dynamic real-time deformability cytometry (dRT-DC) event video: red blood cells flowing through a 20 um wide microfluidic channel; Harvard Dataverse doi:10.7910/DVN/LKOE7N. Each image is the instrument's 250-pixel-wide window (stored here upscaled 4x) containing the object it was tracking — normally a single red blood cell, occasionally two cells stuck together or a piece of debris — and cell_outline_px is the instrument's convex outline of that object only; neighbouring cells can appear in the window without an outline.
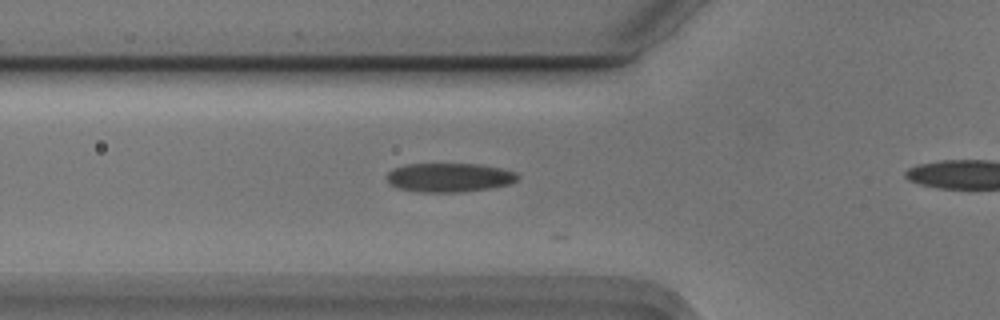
{"species": "Egyptian fruit bat (a non-hibernating species)", "species_latin": "Rousettus aegyptiacus", "temperature_condition": "cold", "stored_images_in_passage": 22, "camera_frame_rate_fps": 3000, "um_per_image_px": 0.085, "animal": {"sex": "male"}, "frame": {"image": 1, "passage_image": 10, "time_ms": 3.0, "image_size_px": [1000, 320], "cell_outline_px": [[520, 176], [512, 184], [488, 188], [460, 192], [420, 192], [396, 188], [388, 180], [388, 172], [392, 168], [408, 164], [480, 164], [500, 168], [516, 172]], "centroid_in_image_um": [38.21, 15.08], "position_along_channel_um": 87.6, "area_um2": 22.08}}